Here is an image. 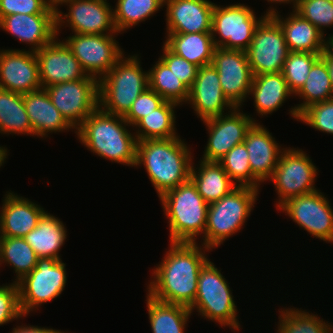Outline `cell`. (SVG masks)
I'll return each mask as SVG.
<instances>
[{
    "label": "cell",
    "mask_w": 333,
    "mask_h": 333,
    "mask_svg": "<svg viewBox=\"0 0 333 333\" xmlns=\"http://www.w3.org/2000/svg\"><path fill=\"white\" fill-rule=\"evenodd\" d=\"M148 71L149 87L157 92L165 101L179 106L187 103L189 89L178 79L170 68L160 59Z\"/></svg>",
    "instance_id": "obj_36"
},
{
    "label": "cell",
    "mask_w": 333,
    "mask_h": 333,
    "mask_svg": "<svg viewBox=\"0 0 333 333\" xmlns=\"http://www.w3.org/2000/svg\"><path fill=\"white\" fill-rule=\"evenodd\" d=\"M180 136L137 141L136 165H144L160 198L190 179L191 152Z\"/></svg>",
    "instance_id": "obj_2"
},
{
    "label": "cell",
    "mask_w": 333,
    "mask_h": 333,
    "mask_svg": "<svg viewBox=\"0 0 333 333\" xmlns=\"http://www.w3.org/2000/svg\"><path fill=\"white\" fill-rule=\"evenodd\" d=\"M160 59L170 68L174 75L190 90L197 76L199 67L170 51L165 45Z\"/></svg>",
    "instance_id": "obj_45"
},
{
    "label": "cell",
    "mask_w": 333,
    "mask_h": 333,
    "mask_svg": "<svg viewBox=\"0 0 333 333\" xmlns=\"http://www.w3.org/2000/svg\"><path fill=\"white\" fill-rule=\"evenodd\" d=\"M39 63L42 88L86 78L79 61L65 42L56 37L51 43L35 52Z\"/></svg>",
    "instance_id": "obj_19"
},
{
    "label": "cell",
    "mask_w": 333,
    "mask_h": 333,
    "mask_svg": "<svg viewBox=\"0 0 333 333\" xmlns=\"http://www.w3.org/2000/svg\"><path fill=\"white\" fill-rule=\"evenodd\" d=\"M0 213V237L24 238L45 213L40 205L13 192L5 194Z\"/></svg>",
    "instance_id": "obj_25"
},
{
    "label": "cell",
    "mask_w": 333,
    "mask_h": 333,
    "mask_svg": "<svg viewBox=\"0 0 333 333\" xmlns=\"http://www.w3.org/2000/svg\"><path fill=\"white\" fill-rule=\"evenodd\" d=\"M120 115L98 107L76 129L80 143L101 158L127 166L136 165L137 139Z\"/></svg>",
    "instance_id": "obj_3"
},
{
    "label": "cell",
    "mask_w": 333,
    "mask_h": 333,
    "mask_svg": "<svg viewBox=\"0 0 333 333\" xmlns=\"http://www.w3.org/2000/svg\"><path fill=\"white\" fill-rule=\"evenodd\" d=\"M215 266L208 260L200 269L195 301L189 309L191 313L196 309L202 317L221 326L240 330L234 296L221 270Z\"/></svg>",
    "instance_id": "obj_7"
},
{
    "label": "cell",
    "mask_w": 333,
    "mask_h": 333,
    "mask_svg": "<svg viewBox=\"0 0 333 333\" xmlns=\"http://www.w3.org/2000/svg\"><path fill=\"white\" fill-rule=\"evenodd\" d=\"M21 317L18 284L0 286V326Z\"/></svg>",
    "instance_id": "obj_46"
},
{
    "label": "cell",
    "mask_w": 333,
    "mask_h": 333,
    "mask_svg": "<svg viewBox=\"0 0 333 333\" xmlns=\"http://www.w3.org/2000/svg\"><path fill=\"white\" fill-rule=\"evenodd\" d=\"M327 39H329V40H333V35H329V37H327Z\"/></svg>",
    "instance_id": "obj_53"
},
{
    "label": "cell",
    "mask_w": 333,
    "mask_h": 333,
    "mask_svg": "<svg viewBox=\"0 0 333 333\" xmlns=\"http://www.w3.org/2000/svg\"><path fill=\"white\" fill-rule=\"evenodd\" d=\"M50 6L57 8L65 0H45Z\"/></svg>",
    "instance_id": "obj_51"
},
{
    "label": "cell",
    "mask_w": 333,
    "mask_h": 333,
    "mask_svg": "<svg viewBox=\"0 0 333 333\" xmlns=\"http://www.w3.org/2000/svg\"><path fill=\"white\" fill-rule=\"evenodd\" d=\"M248 151L245 143L234 146L218 161L230 179L237 186H247L258 189L260 182L252 175ZM237 182V183H236Z\"/></svg>",
    "instance_id": "obj_39"
},
{
    "label": "cell",
    "mask_w": 333,
    "mask_h": 333,
    "mask_svg": "<svg viewBox=\"0 0 333 333\" xmlns=\"http://www.w3.org/2000/svg\"><path fill=\"white\" fill-rule=\"evenodd\" d=\"M0 133L30 134L32 125L23 102V95L0 88Z\"/></svg>",
    "instance_id": "obj_33"
},
{
    "label": "cell",
    "mask_w": 333,
    "mask_h": 333,
    "mask_svg": "<svg viewBox=\"0 0 333 333\" xmlns=\"http://www.w3.org/2000/svg\"><path fill=\"white\" fill-rule=\"evenodd\" d=\"M296 95L303 100V103L290 109L291 116L296 120L299 113L309 105L333 99L327 64L321 56L312 65L305 84Z\"/></svg>",
    "instance_id": "obj_32"
},
{
    "label": "cell",
    "mask_w": 333,
    "mask_h": 333,
    "mask_svg": "<svg viewBox=\"0 0 333 333\" xmlns=\"http://www.w3.org/2000/svg\"><path fill=\"white\" fill-rule=\"evenodd\" d=\"M277 333H330L332 324L320 319L316 314L298 308L281 309Z\"/></svg>",
    "instance_id": "obj_38"
},
{
    "label": "cell",
    "mask_w": 333,
    "mask_h": 333,
    "mask_svg": "<svg viewBox=\"0 0 333 333\" xmlns=\"http://www.w3.org/2000/svg\"><path fill=\"white\" fill-rule=\"evenodd\" d=\"M321 55L309 52H289L282 74L289 90L294 95L305 84L312 65Z\"/></svg>",
    "instance_id": "obj_40"
},
{
    "label": "cell",
    "mask_w": 333,
    "mask_h": 333,
    "mask_svg": "<svg viewBox=\"0 0 333 333\" xmlns=\"http://www.w3.org/2000/svg\"><path fill=\"white\" fill-rule=\"evenodd\" d=\"M66 264L55 258H38L36 267L20 281L19 303L23 316L61 295L67 282Z\"/></svg>",
    "instance_id": "obj_8"
},
{
    "label": "cell",
    "mask_w": 333,
    "mask_h": 333,
    "mask_svg": "<svg viewBox=\"0 0 333 333\" xmlns=\"http://www.w3.org/2000/svg\"><path fill=\"white\" fill-rule=\"evenodd\" d=\"M328 48L333 52V40H329Z\"/></svg>",
    "instance_id": "obj_52"
},
{
    "label": "cell",
    "mask_w": 333,
    "mask_h": 333,
    "mask_svg": "<svg viewBox=\"0 0 333 333\" xmlns=\"http://www.w3.org/2000/svg\"><path fill=\"white\" fill-rule=\"evenodd\" d=\"M116 3L113 14L118 33L147 20L165 6L164 0H117Z\"/></svg>",
    "instance_id": "obj_37"
},
{
    "label": "cell",
    "mask_w": 333,
    "mask_h": 333,
    "mask_svg": "<svg viewBox=\"0 0 333 333\" xmlns=\"http://www.w3.org/2000/svg\"><path fill=\"white\" fill-rule=\"evenodd\" d=\"M320 190L288 199L277 209L282 210L298 226L313 237L333 243V209Z\"/></svg>",
    "instance_id": "obj_14"
},
{
    "label": "cell",
    "mask_w": 333,
    "mask_h": 333,
    "mask_svg": "<svg viewBox=\"0 0 333 333\" xmlns=\"http://www.w3.org/2000/svg\"><path fill=\"white\" fill-rule=\"evenodd\" d=\"M38 256L21 237H0V265L7 263L14 268L16 281L29 274L37 264Z\"/></svg>",
    "instance_id": "obj_35"
},
{
    "label": "cell",
    "mask_w": 333,
    "mask_h": 333,
    "mask_svg": "<svg viewBox=\"0 0 333 333\" xmlns=\"http://www.w3.org/2000/svg\"><path fill=\"white\" fill-rule=\"evenodd\" d=\"M267 1H268V2H271V3L274 2L275 4H276V3H279V4H281V3H282V4H283V3H284V4H285V3H288V4H289V3L292 2V3H293V4H292V5H293V9H292V10L294 11V10H296V7H297V5H298V1H299V0H267Z\"/></svg>",
    "instance_id": "obj_49"
},
{
    "label": "cell",
    "mask_w": 333,
    "mask_h": 333,
    "mask_svg": "<svg viewBox=\"0 0 333 333\" xmlns=\"http://www.w3.org/2000/svg\"><path fill=\"white\" fill-rule=\"evenodd\" d=\"M276 11V8L270 7L264 16H272L278 22L289 51L322 54L328 48L329 39L295 10L285 19Z\"/></svg>",
    "instance_id": "obj_24"
},
{
    "label": "cell",
    "mask_w": 333,
    "mask_h": 333,
    "mask_svg": "<svg viewBox=\"0 0 333 333\" xmlns=\"http://www.w3.org/2000/svg\"><path fill=\"white\" fill-rule=\"evenodd\" d=\"M258 194L259 189L237 186L220 200L210 203L202 246L210 250L217 248L240 231L253 210Z\"/></svg>",
    "instance_id": "obj_6"
},
{
    "label": "cell",
    "mask_w": 333,
    "mask_h": 333,
    "mask_svg": "<svg viewBox=\"0 0 333 333\" xmlns=\"http://www.w3.org/2000/svg\"><path fill=\"white\" fill-rule=\"evenodd\" d=\"M199 163L197 168L192 163L190 179L206 203L220 200L237 187L218 162L200 159Z\"/></svg>",
    "instance_id": "obj_29"
},
{
    "label": "cell",
    "mask_w": 333,
    "mask_h": 333,
    "mask_svg": "<svg viewBox=\"0 0 333 333\" xmlns=\"http://www.w3.org/2000/svg\"><path fill=\"white\" fill-rule=\"evenodd\" d=\"M239 109L234 108L228 114L224 113L226 115L203 121L209 133L203 161L218 162L229 150L245 140L247 131L256 120Z\"/></svg>",
    "instance_id": "obj_17"
},
{
    "label": "cell",
    "mask_w": 333,
    "mask_h": 333,
    "mask_svg": "<svg viewBox=\"0 0 333 333\" xmlns=\"http://www.w3.org/2000/svg\"><path fill=\"white\" fill-rule=\"evenodd\" d=\"M327 64V69L329 72V77L332 84V93H333V52L327 48L321 55Z\"/></svg>",
    "instance_id": "obj_48"
},
{
    "label": "cell",
    "mask_w": 333,
    "mask_h": 333,
    "mask_svg": "<svg viewBox=\"0 0 333 333\" xmlns=\"http://www.w3.org/2000/svg\"><path fill=\"white\" fill-rule=\"evenodd\" d=\"M45 89L53 105L75 129L99 107V80L92 76Z\"/></svg>",
    "instance_id": "obj_12"
},
{
    "label": "cell",
    "mask_w": 333,
    "mask_h": 333,
    "mask_svg": "<svg viewBox=\"0 0 333 333\" xmlns=\"http://www.w3.org/2000/svg\"><path fill=\"white\" fill-rule=\"evenodd\" d=\"M316 177L317 168L303 150L284 148L269 179L273 182L279 198L276 208L290 198L316 191Z\"/></svg>",
    "instance_id": "obj_10"
},
{
    "label": "cell",
    "mask_w": 333,
    "mask_h": 333,
    "mask_svg": "<svg viewBox=\"0 0 333 333\" xmlns=\"http://www.w3.org/2000/svg\"><path fill=\"white\" fill-rule=\"evenodd\" d=\"M114 35L74 34L64 41L88 76L104 77L124 55Z\"/></svg>",
    "instance_id": "obj_15"
},
{
    "label": "cell",
    "mask_w": 333,
    "mask_h": 333,
    "mask_svg": "<svg viewBox=\"0 0 333 333\" xmlns=\"http://www.w3.org/2000/svg\"><path fill=\"white\" fill-rule=\"evenodd\" d=\"M250 94L254 97V106L261 116L277 111L293 95L282 72L253 76Z\"/></svg>",
    "instance_id": "obj_27"
},
{
    "label": "cell",
    "mask_w": 333,
    "mask_h": 333,
    "mask_svg": "<svg viewBox=\"0 0 333 333\" xmlns=\"http://www.w3.org/2000/svg\"><path fill=\"white\" fill-rule=\"evenodd\" d=\"M166 34L211 33L215 4L209 0H164Z\"/></svg>",
    "instance_id": "obj_21"
},
{
    "label": "cell",
    "mask_w": 333,
    "mask_h": 333,
    "mask_svg": "<svg viewBox=\"0 0 333 333\" xmlns=\"http://www.w3.org/2000/svg\"><path fill=\"white\" fill-rule=\"evenodd\" d=\"M295 11L317 27L323 35L325 27H333V2L299 0Z\"/></svg>",
    "instance_id": "obj_41"
},
{
    "label": "cell",
    "mask_w": 333,
    "mask_h": 333,
    "mask_svg": "<svg viewBox=\"0 0 333 333\" xmlns=\"http://www.w3.org/2000/svg\"><path fill=\"white\" fill-rule=\"evenodd\" d=\"M162 262L153 271L147 286L154 299L190 307L196 297L200 269L209 260L210 249L198 243L171 242Z\"/></svg>",
    "instance_id": "obj_1"
},
{
    "label": "cell",
    "mask_w": 333,
    "mask_h": 333,
    "mask_svg": "<svg viewBox=\"0 0 333 333\" xmlns=\"http://www.w3.org/2000/svg\"><path fill=\"white\" fill-rule=\"evenodd\" d=\"M138 55L117 61L99 80V107L110 114L124 116L134 100L149 87L148 72L143 71Z\"/></svg>",
    "instance_id": "obj_5"
},
{
    "label": "cell",
    "mask_w": 333,
    "mask_h": 333,
    "mask_svg": "<svg viewBox=\"0 0 333 333\" xmlns=\"http://www.w3.org/2000/svg\"><path fill=\"white\" fill-rule=\"evenodd\" d=\"M211 64L219 73L225 97L236 108H241L250 93L254 76L246 51L216 47Z\"/></svg>",
    "instance_id": "obj_16"
},
{
    "label": "cell",
    "mask_w": 333,
    "mask_h": 333,
    "mask_svg": "<svg viewBox=\"0 0 333 333\" xmlns=\"http://www.w3.org/2000/svg\"><path fill=\"white\" fill-rule=\"evenodd\" d=\"M178 104L165 101L159 108L143 117L134 127H138L137 141L178 137L175 128V107Z\"/></svg>",
    "instance_id": "obj_34"
},
{
    "label": "cell",
    "mask_w": 333,
    "mask_h": 333,
    "mask_svg": "<svg viewBox=\"0 0 333 333\" xmlns=\"http://www.w3.org/2000/svg\"><path fill=\"white\" fill-rule=\"evenodd\" d=\"M11 333H65L60 330L38 327V326H16ZM68 333V332H67Z\"/></svg>",
    "instance_id": "obj_47"
},
{
    "label": "cell",
    "mask_w": 333,
    "mask_h": 333,
    "mask_svg": "<svg viewBox=\"0 0 333 333\" xmlns=\"http://www.w3.org/2000/svg\"><path fill=\"white\" fill-rule=\"evenodd\" d=\"M66 232L63 222L46 211L38 220L37 226L24 239L38 258L61 260L59 251L67 238Z\"/></svg>",
    "instance_id": "obj_28"
},
{
    "label": "cell",
    "mask_w": 333,
    "mask_h": 333,
    "mask_svg": "<svg viewBox=\"0 0 333 333\" xmlns=\"http://www.w3.org/2000/svg\"><path fill=\"white\" fill-rule=\"evenodd\" d=\"M23 102L34 136L43 138L49 133L75 129L53 105L45 88L23 94Z\"/></svg>",
    "instance_id": "obj_26"
},
{
    "label": "cell",
    "mask_w": 333,
    "mask_h": 333,
    "mask_svg": "<svg viewBox=\"0 0 333 333\" xmlns=\"http://www.w3.org/2000/svg\"><path fill=\"white\" fill-rule=\"evenodd\" d=\"M56 14L45 0H0V19L13 14Z\"/></svg>",
    "instance_id": "obj_44"
},
{
    "label": "cell",
    "mask_w": 333,
    "mask_h": 333,
    "mask_svg": "<svg viewBox=\"0 0 333 333\" xmlns=\"http://www.w3.org/2000/svg\"><path fill=\"white\" fill-rule=\"evenodd\" d=\"M164 102L165 100L157 92L148 87L134 100L123 118L134 127L143 117L159 108Z\"/></svg>",
    "instance_id": "obj_43"
},
{
    "label": "cell",
    "mask_w": 333,
    "mask_h": 333,
    "mask_svg": "<svg viewBox=\"0 0 333 333\" xmlns=\"http://www.w3.org/2000/svg\"><path fill=\"white\" fill-rule=\"evenodd\" d=\"M321 132L333 134V99L317 102L303 109L298 120Z\"/></svg>",
    "instance_id": "obj_42"
},
{
    "label": "cell",
    "mask_w": 333,
    "mask_h": 333,
    "mask_svg": "<svg viewBox=\"0 0 333 333\" xmlns=\"http://www.w3.org/2000/svg\"><path fill=\"white\" fill-rule=\"evenodd\" d=\"M187 102L192 105L197 117H200L202 121L223 115L225 109L236 108L225 97L219 81V73L212 64L198 69L193 86L189 90Z\"/></svg>",
    "instance_id": "obj_20"
},
{
    "label": "cell",
    "mask_w": 333,
    "mask_h": 333,
    "mask_svg": "<svg viewBox=\"0 0 333 333\" xmlns=\"http://www.w3.org/2000/svg\"><path fill=\"white\" fill-rule=\"evenodd\" d=\"M265 16L256 17L253 9L244 4L218 6L212 12L211 35L216 47L246 51L257 25ZM219 35V39L216 38ZM216 38V39H215Z\"/></svg>",
    "instance_id": "obj_9"
},
{
    "label": "cell",
    "mask_w": 333,
    "mask_h": 333,
    "mask_svg": "<svg viewBox=\"0 0 333 333\" xmlns=\"http://www.w3.org/2000/svg\"><path fill=\"white\" fill-rule=\"evenodd\" d=\"M63 4L69 6V12L64 15L56 8L57 36L63 23L74 34L118 35L113 8L107 0H65L60 5Z\"/></svg>",
    "instance_id": "obj_13"
},
{
    "label": "cell",
    "mask_w": 333,
    "mask_h": 333,
    "mask_svg": "<svg viewBox=\"0 0 333 333\" xmlns=\"http://www.w3.org/2000/svg\"><path fill=\"white\" fill-rule=\"evenodd\" d=\"M243 142L249 154L252 175L260 183L269 180L284 148L281 149L267 128L257 122L247 131Z\"/></svg>",
    "instance_id": "obj_23"
},
{
    "label": "cell",
    "mask_w": 333,
    "mask_h": 333,
    "mask_svg": "<svg viewBox=\"0 0 333 333\" xmlns=\"http://www.w3.org/2000/svg\"><path fill=\"white\" fill-rule=\"evenodd\" d=\"M289 52L282 28L272 16H265L246 50L253 75L282 72Z\"/></svg>",
    "instance_id": "obj_11"
},
{
    "label": "cell",
    "mask_w": 333,
    "mask_h": 333,
    "mask_svg": "<svg viewBox=\"0 0 333 333\" xmlns=\"http://www.w3.org/2000/svg\"><path fill=\"white\" fill-rule=\"evenodd\" d=\"M164 45L199 68L212 63L216 49L211 33L167 34Z\"/></svg>",
    "instance_id": "obj_30"
},
{
    "label": "cell",
    "mask_w": 333,
    "mask_h": 333,
    "mask_svg": "<svg viewBox=\"0 0 333 333\" xmlns=\"http://www.w3.org/2000/svg\"><path fill=\"white\" fill-rule=\"evenodd\" d=\"M8 151H7V148H5V147H1L0 146V167L3 165V163L5 162V160H6V156H8Z\"/></svg>",
    "instance_id": "obj_50"
},
{
    "label": "cell",
    "mask_w": 333,
    "mask_h": 333,
    "mask_svg": "<svg viewBox=\"0 0 333 333\" xmlns=\"http://www.w3.org/2000/svg\"><path fill=\"white\" fill-rule=\"evenodd\" d=\"M146 297L152 333H184L191 316L189 307L156 300L148 293Z\"/></svg>",
    "instance_id": "obj_31"
},
{
    "label": "cell",
    "mask_w": 333,
    "mask_h": 333,
    "mask_svg": "<svg viewBox=\"0 0 333 333\" xmlns=\"http://www.w3.org/2000/svg\"><path fill=\"white\" fill-rule=\"evenodd\" d=\"M0 88L22 95L42 88L35 52L0 50Z\"/></svg>",
    "instance_id": "obj_18"
},
{
    "label": "cell",
    "mask_w": 333,
    "mask_h": 333,
    "mask_svg": "<svg viewBox=\"0 0 333 333\" xmlns=\"http://www.w3.org/2000/svg\"><path fill=\"white\" fill-rule=\"evenodd\" d=\"M169 219L170 243H196L205 233L209 204L198 193L191 179L164 193L160 198Z\"/></svg>",
    "instance_id": "obj_4"
},
{
    "label": "cell",
    "mask_w": 333,
    "mask_h": 333,
    "mask_svg": "<svg viewBox=\"0 0 333 333\" xmlns=\"http://www.w3.org/2000/svg\"><path fill=\"white\" fill-rule=\"evenodd\" d=\"M0 28L25 44L32 52L48 45L57 37L56 14H13L0 19Z\"/></svg>",
    "instance_id": "obj_22"
}]
</instances>
